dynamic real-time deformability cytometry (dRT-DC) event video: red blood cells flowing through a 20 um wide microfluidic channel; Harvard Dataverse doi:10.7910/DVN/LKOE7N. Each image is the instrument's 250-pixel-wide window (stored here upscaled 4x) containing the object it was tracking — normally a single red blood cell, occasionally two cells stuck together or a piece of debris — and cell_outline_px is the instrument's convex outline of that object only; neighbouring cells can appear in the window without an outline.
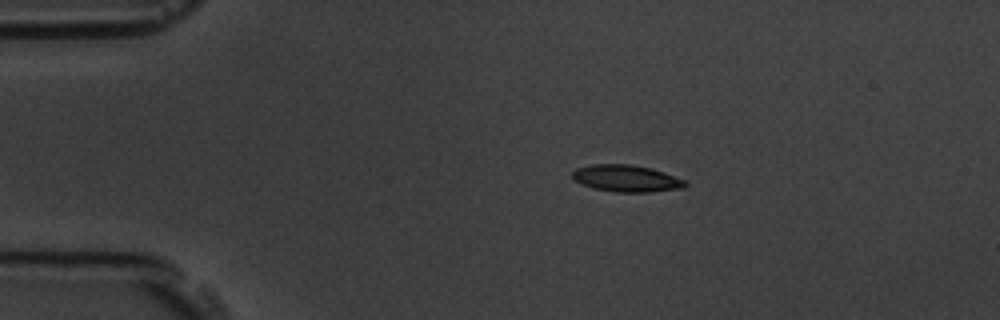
{"species": "common noctule bat (a hibernating species)", "species_latin": "Nyctalus noctula", "temperature_condition": "room temperature", "stored_images_in_passage": 5, "camera_frame_rate_fps": 3000, "um_per_image_px": 0.085, "animal": {"sex": "male", "body_mass_g": 19.5, "forearm_length_mm": 54.6}, "frame": {"image": 1, "passage_image": 2, "time_ms": 1.0, "image_size_px": [1000, 320], "cell_outline_px": [[688, 184], [684, 188], [648, 192], [612, 192], [592, 188], [576, 180], [572, 176], [572, 172], [576, 168], [592, 164], [628, 164], [652, 168], [688, 180]], "centroid_in_image_um": [53.3, 15.16], "position_along_channel_um": 31.7, "area_um2": 17.8}}
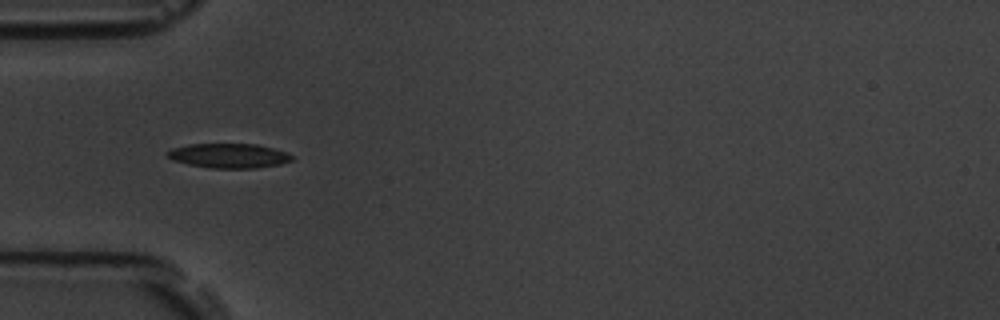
{"frame": {"image": 2, "passage_image": 4, "time_ms": 3.333, "image_size_px": [1000, 320], "cell_outline_px": [[292, 160], [280, 164], [256, 168], [208, 168], [188, 164], [172, 160], [164, 152], [172, 148], [188, 144], [256, 144], [288, 152], [292, 156]], "centroid_in_image_um": [19.42, 13.23], "position_along_channel_um": 65.6, "area_um2": 17.86}}
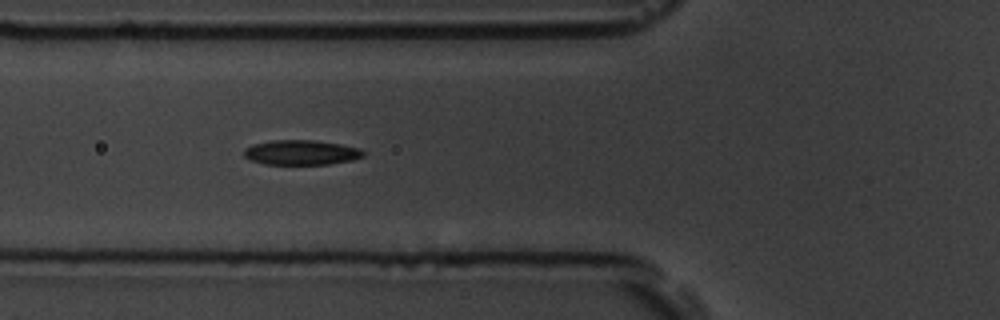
{"frame": {"image": 3, "passage_image": 5, "time_ms": 4.333, "image_size_px": [1000, 320], "cell_outline_px": [[364, 156], [352, 160], [328, 164], [264, 164], [252, 160], [244, 156], [244, 148], [252, 144], [272, 140], [312, 140], [340, 144], [360, 148], [364, 152]], "centroid_in_image_um": [25.59, 12.95], "position_along_channel_um": 100.2, "area_um2": 17.22}}